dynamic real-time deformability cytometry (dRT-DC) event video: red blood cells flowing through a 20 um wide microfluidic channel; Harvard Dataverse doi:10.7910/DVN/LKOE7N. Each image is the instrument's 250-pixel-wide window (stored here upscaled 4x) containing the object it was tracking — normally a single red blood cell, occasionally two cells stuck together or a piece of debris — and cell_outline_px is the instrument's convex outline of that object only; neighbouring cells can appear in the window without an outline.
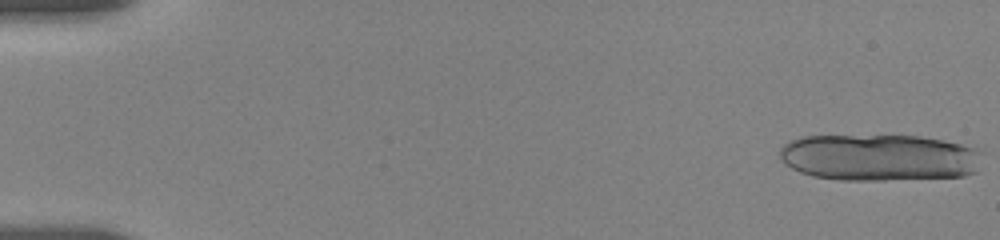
{"species": "human", "species_latin": "Homo sapiens", "temperature_condition": "room temperature", "stored_images_in_passage": 13, "camera_frame_rate_fps": 3000, "um_per_image_px": 0.085, "donor": {"sex": "female"}, "frame": {"image": 1, "passage_image": 1, "time_ms": 0.0, "image_size_px": [1000, 240], "cell_outline_px": [[984, 152], [976, 172], [964, 176], [884, 180], [840, 180], [812, 176], [800, 172], [784, 164], [780, 156], [780, 148], [788, 140], [804, 136], [920, 136], [944, 140], [976, 148]], "centroid_in_image_um": [74.75, 13.39], "position_along_channel_um": 10.3, "area_um2": 55.55}}
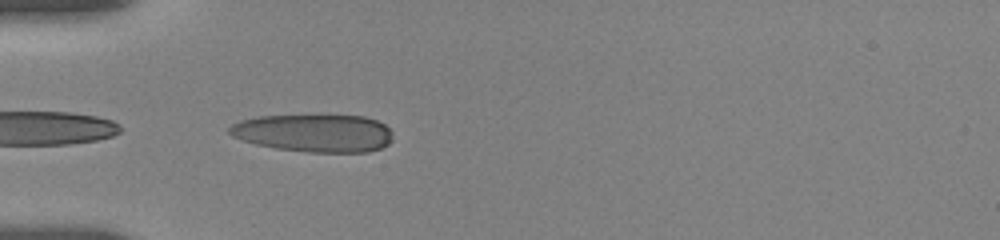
{"frame": {"image": 2, "passage_image": 11, "time_ms": 5.667, "image_size_px": [1000, 240], "cell_outline_px": [[392, 140], [388, 144], [380, 148], [368, 152], [308, 152], [276, 148], [256, 144], [232, 136], [228, 132], [228, 128], [232, 124], [240, 120], [256, 116], [364, 116], [376, 120], [384, 124], [392, 132]], "centroid_in_image_um": [26.7, 11.31], "position_along_channel_um": 58.3, "area_um2": 35.84}}